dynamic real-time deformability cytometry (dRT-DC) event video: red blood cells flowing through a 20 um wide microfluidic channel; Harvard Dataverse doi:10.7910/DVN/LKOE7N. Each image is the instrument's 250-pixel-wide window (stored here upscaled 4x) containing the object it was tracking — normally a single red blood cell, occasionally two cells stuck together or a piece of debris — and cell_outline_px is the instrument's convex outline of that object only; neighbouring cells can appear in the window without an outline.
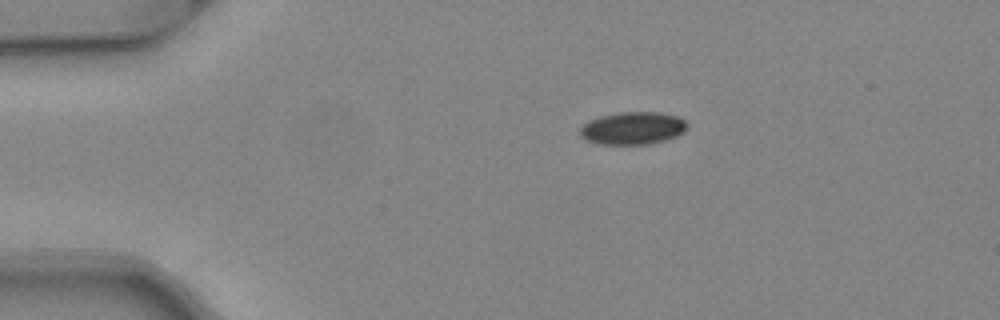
{"species": "common noctule bat (a hibernating species)", "species_latin": "Nyctalus noctula", "temperature_condition": "warm", "stored_images_in_passage": 35, "camera_frame_rate_fps": 3000, "um_per_image_px": 0.085, "animal": {"sex": "female", "body_mass_g": 24.6, "forearm_length_mm": 56.2}, "frame": {"image": 1, "passage_image": 1, "time_ms": 0.0, "image_size_px": [1000, 320], "cell_outline_px": [[688, 128], [684, 132], [676, 136], [664, 140], [648, 144], [596, 144], [584, 140], [580, 136], [580, 128], [588, 120], [600, 116], [616, 112], [660, 112], [680, 116], [688, 124]], "centroid_in_image_um": [53.78, 10.89], "position_along_channel_um": 31.2, "area_um2": 20.69}}
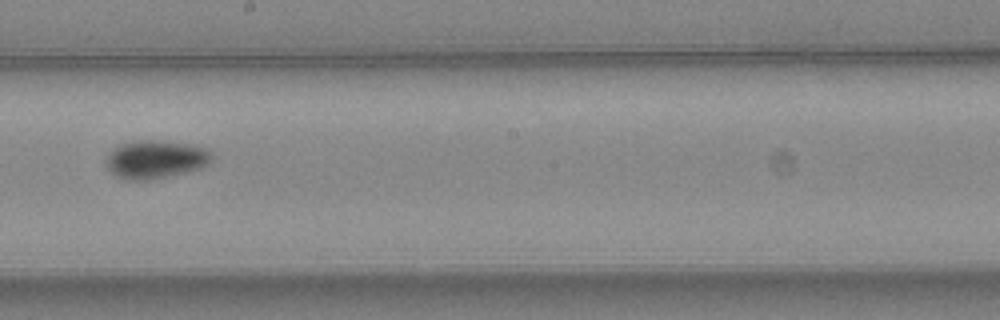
{"frame": {"image": 2, "passage_image": 20, "time_ms": 6.333, "image_size_px": [1000, 320], "cell_outline_px": [[216, 156], [208, 164], [200, 168], [152, 180], [124, 180], [116, 176], [104, 164], [104, 160], [120, 144], [140, 140], [156, 140], [192, 144], [208, 148]], "centroid_in_image_um": [13.27, 13.55], "position_along_channel_um": 234.9, "area_um2": 23.76}}
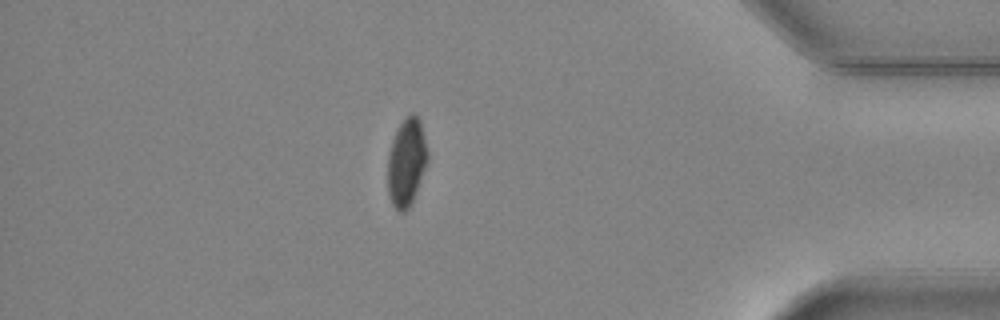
{"frame": {"image": 3, "passage_image": 35, "time_ms": 11.333, "image_size_px": [1000, 320], "cell_outline_px": [[428, 160], [412, 204], [404, 212], [396, 212], [388, 196], [388, 156], [392, 140], [400, 124], [412, 112], [420, 120], [428, 152]], "centroid_in_image_um": [34.55, 13.85], "position_along_channel_um": 400.6, "area_um2": 20.4}, "authors_computed_cell_mechanics": {"area_um2": 21.5594, "velocity_mm_per_s": 4.0804, "shape_relaxation_time_tau1_ms": 10.0702, "shape_relaxation_time_tau2_ms": null, "deformation_change_tau1": 0.1561, "deformation_change_tau2": null}}